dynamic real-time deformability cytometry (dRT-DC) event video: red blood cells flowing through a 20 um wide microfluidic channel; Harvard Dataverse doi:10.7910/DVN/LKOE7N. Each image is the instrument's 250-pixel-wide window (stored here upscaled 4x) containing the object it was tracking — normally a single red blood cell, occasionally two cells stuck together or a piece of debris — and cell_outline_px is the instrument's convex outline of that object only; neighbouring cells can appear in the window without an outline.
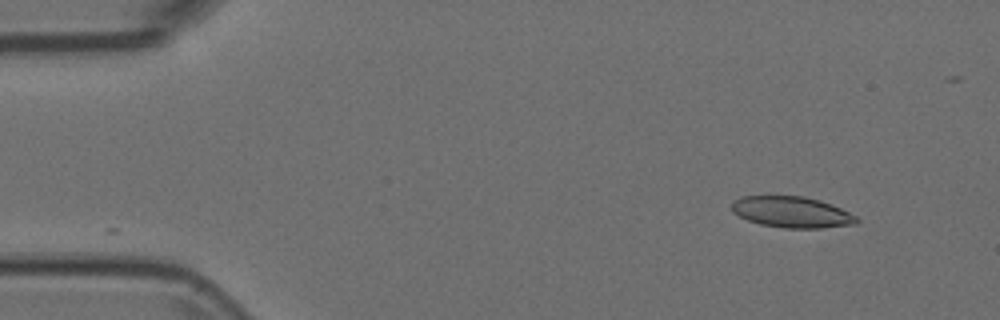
{"species": "Egyptian fruit bat (a non-hibernating species)", "species_latin": "Rousettus aegyptiacus", "temperature_condition": "room temperature", "stored_images_in_passage": 7, "camera_frame_rate_fps": 3000, "um_per_image_px": 0.085, "animal": {"sex": "female"}, "frame": {"image": 1, "passage_image": 1, "time_ms": 0.0, "image_size_px": [1000, 320], "cell_outline_px": [[860, 220], [856, 224], [820, 228], [784, 228], [760, 224], [748, 220], [732, 212], [732, 200], [740, 196], [804, 196], [820, 200], [832, 204], [856, 216]], "centroid_in_image_um": [67.29, 18.02], "position_along_channel_um": 17.7, "area_um2": 22.72}}